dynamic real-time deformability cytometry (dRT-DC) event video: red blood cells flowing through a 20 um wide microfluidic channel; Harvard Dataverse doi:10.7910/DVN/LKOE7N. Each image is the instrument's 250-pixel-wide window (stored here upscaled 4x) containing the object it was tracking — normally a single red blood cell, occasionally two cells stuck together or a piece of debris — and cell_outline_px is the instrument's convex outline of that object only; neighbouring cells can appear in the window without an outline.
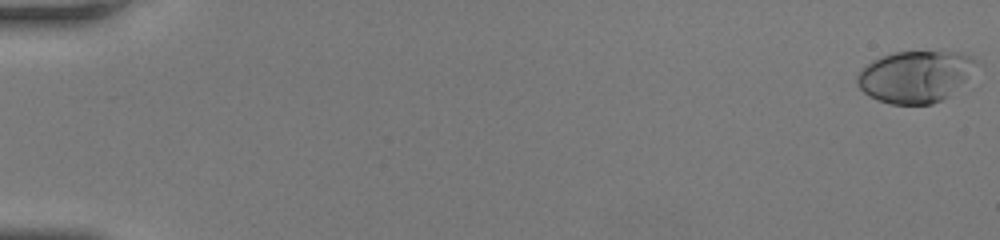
{"species": "human", "species_latin": "Homo sapiens", "temperature_condition": "room temperature", "stored_images_in_passage": 22, "camera_frame_rate_fps": 3000, "um_per_image_px": 0.085, "donor": {"sex": "female"}, "frame": {"image": 1, "passage_image": 1, "time_ms": 0.0, "image_size_px": [1000, 240], "cell_outline_px": [[976, 60], [964, 80], [948, 96], [932, 104], [892, 104], [876, 100], [868, 96], [856, 84], [856, 76], [872, 60], [892, 52], [960, 52], [972, 56]], "centroid_in_image_um": [77.72, 6.51], "position_along_channel_um": 7.3, "area_um2": 35.26}}
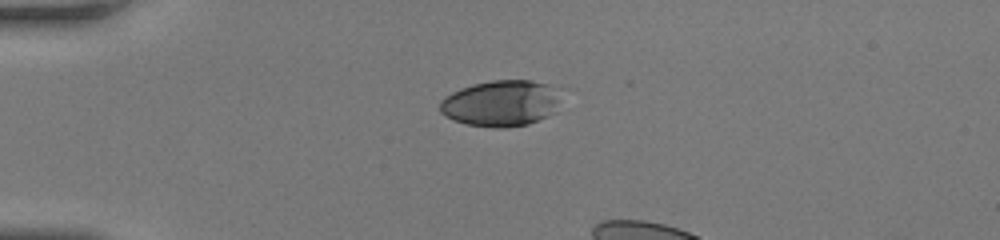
{"frame": {"image": 2, "passage_image": 15, "time_ms": 4.667, "image_size_px": [1000, 240], "cell_outline_px": [[556, 112], [548, 116], [528, 124], [508, 128], [492, 128], [464, 124], [452, 120], [444, 116], [440, 112], [440, 100], [452, 92], [460, 88], [472, 84], [492, 80], [532, 80], [548, 84], [556, 100]], "centroid_in_image_um": [42.48, 8.8], "position_along_channel_um": 42.5, "area_um2": 32.37}}